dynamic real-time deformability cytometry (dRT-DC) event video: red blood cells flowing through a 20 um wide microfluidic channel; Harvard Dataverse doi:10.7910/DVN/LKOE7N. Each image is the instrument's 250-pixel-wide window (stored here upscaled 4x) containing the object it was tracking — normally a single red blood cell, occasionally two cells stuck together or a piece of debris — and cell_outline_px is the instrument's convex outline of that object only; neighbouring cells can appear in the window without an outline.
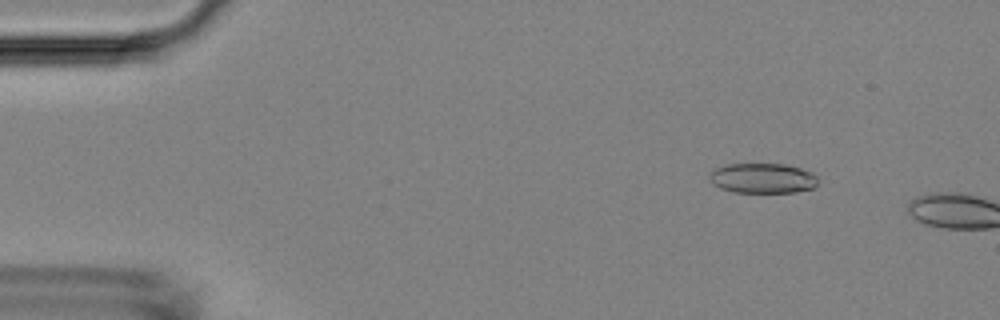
{"species": "Egyptian fruit bat (a non-hibernating species)", "species_latin": "Rousettus aegyptiacus", "temperature_condition": "room temperature", "stored_images_in_passage": 9, "camera_frame_rate_fps": 3000, "um_per_image_px": 0.085, "animal": {"sex": "female"}, "frame": {"image": 1, "passage_image": 7, "time_ms": 2.0, "image_size_px": [1000, 320], "cell_outline_px": [[820, 180], [812, 188], [796, 192], [732, 192], [720, 188], [712, 184], [708, 180], [708, 176], [716, 168], [724, 164], [784, 164], [800, 168], [812, 172]], "centroid_in_image_um": [64.8, 15.15], "position_along_channel_um": 20.2, "area_um2": 19.13}}